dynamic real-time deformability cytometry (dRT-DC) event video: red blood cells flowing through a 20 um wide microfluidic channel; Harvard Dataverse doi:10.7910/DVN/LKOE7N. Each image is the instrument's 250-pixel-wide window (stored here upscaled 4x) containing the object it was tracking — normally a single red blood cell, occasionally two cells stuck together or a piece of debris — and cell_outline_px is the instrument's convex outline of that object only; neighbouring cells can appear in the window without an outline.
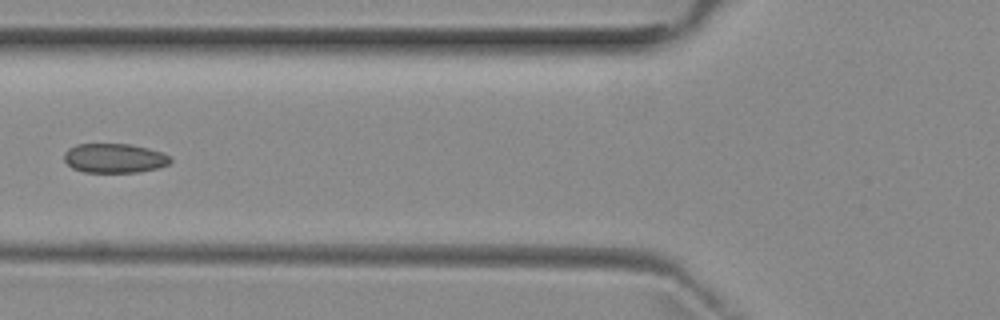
{"species": "common noctule bat (a hibernating species)", "species_latin": "Nyctalus noctula", "temperature_condition": "room temperature", "stored_images_in_passage": 4, "camera_frame_rate_fps": 3000, "um_per_image_px": 0.085, "animal": {"sex": "female", "body_mass_g": 29.2, "forearm_length_mm": 56.3}, "frame": {"image": 1, "passage_image": 4, "time_ms": 4.333, "image_size_px": [1000, 320], "cell_outline_px": [[172, 160], [168, 164], [160, 168], [140, 172], [84, 172], [72, 168], [64, 160], [64, 152], [68, 148], [76, 144], [132, 144], [164, 152], [172, 156]], "centroid_in_image_um": [9.76, 13.44], "position_along_channel_um": 116.0, "area_um2": 18.5}}